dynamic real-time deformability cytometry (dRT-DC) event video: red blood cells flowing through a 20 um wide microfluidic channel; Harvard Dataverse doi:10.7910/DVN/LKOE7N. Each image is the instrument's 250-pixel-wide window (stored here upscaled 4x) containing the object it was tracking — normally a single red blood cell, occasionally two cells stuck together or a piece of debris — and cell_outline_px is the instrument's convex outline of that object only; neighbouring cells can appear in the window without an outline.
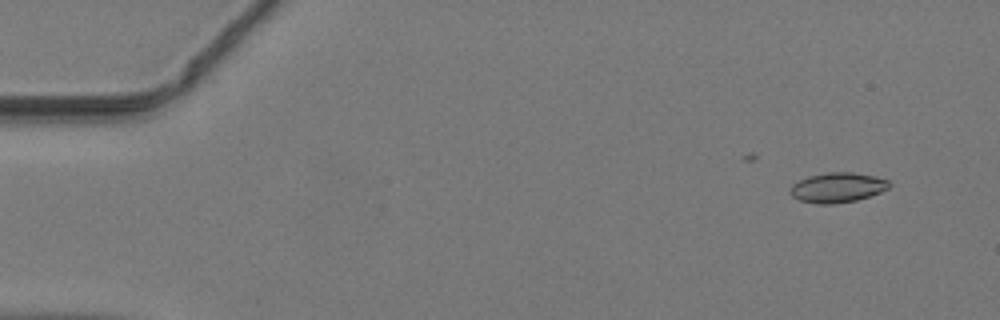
{"species": "common noctule bat (a hibernating species)", "species_latin": "Nyctalus noctula", "temperature_condition": "warm", "stored_images_in_passage": 12, "camera_frame_rate_fps": 3000, "um_per_image_px": 0.085, "animal": {"sex": "male", "body_mass_g": 19.2, "forearm_length_mm": 51.8}, "frame": {"image": 1, "passage_image": 3, "time_ms": 0.667, "image_size_px": [1000, 320], "cell_outline_px": [[892, 184], [888, 188], [880, 192], [856, 200], [832, 204], [816, 204], [800, 200], [792, 196], [788, 192], [792, 184], [808, 176], [828, 172], [852, 172], [872, 176], [888, 180]], "centroid_in_image_um": [71.15, 15.94], "position_along_channel_um": 13.8, "area_um2": 17.17}}